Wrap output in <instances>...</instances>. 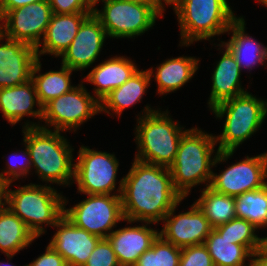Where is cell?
Masks as SVG:
<instances>
[{"label": "cell", "mask_w": 267, "mask_h": 266, "mask_svg": "<svg viewBox=\"0 0 267 266\" xmlns=\"http://www.w3.org/2000/svg\"><path fill=\"white\" fill-rule=\"evenodd\" d=\"M117 191L127 223H158L184 198L175 190L168 167L134 159Z\"/></svg>", "instance_id": "obj_1"}, {"label": "cell", "mask_w": 267, "mask_h": 266, "mask_svg": "<svg viewBox=\"0 0 267 266\" xmlns=\"http://www.w3.org/2000/svg\"><path fill=\"white\" fill-rule=\"evenodd\" d=\"M216 143L215 136L198 128L187 129L182 135L174 162L169 167L174 188L182 198L188 196L191 187L203 182L210 184L211 166L228 160L235 152L217 151L212 159Z\"/></svg>", "instance_id": "obj_2"}, {"label": "cell", "mask_w": 267, "mask_h": 266, "mask_svg": "<svg viewBox=\"0 0 267 266\" xmlns=\"http://www.w3.org/2000/svg\"><path fill=\"white\" fill-rule=\"evenodd\" d=\"M22 131L25 147L31 156V167L34 166L40 179L50 184L69 185L74 178V149L60 131L29 122Z\"/></svg>", "instance_id": "obj_3"}, {"label": "cell", "mask_w": 267, "mask_h": 266, "mask_svg": "<svg viewBox=\"0 0 267 266\" xmlns=\"http://www.w3.org/2000/svg\"><path fill=\"white\" fill-rule=\"evenodd\" d=\"M144 111V116L137 119L138 125L135 129V141L138 145L135 159L169 168L174 162L180 139L187 130H182L183 127L169 117L168 111L162 113L149 106Z\"/></svg>", "instance_id": "obj_4"}, {"label": "cell", "mask_w": 267, "mask_h": 266, "mask_svg": "<svg viewBox=\"0 0 267 266\" xmlns=\"http://www.w3.org/2000/svg\"><path fill=\"white\" fill-rule=\"evenodd\" d=\"M7 188L8 208L17 215L37 238L45 233L43 224L55 226L64 215L66 199L51 186L30 183L19 189Z\"/></svg>", "instance_id": "obj_5"}, {"label": "cell", "mask_w": 267, "mask_h": 266, "mask_svg": "<svg viewBox=\"0 0 267 266\" xmlns=\"http://www.w3.org/2000/svg\"><path fill=\"white\" fill-rule=\"evenodd\" d=\"M211 110L216 118L226 115L222 134L215 136L216 142L220 140L217 151H235L261 127L267 116V102L246 92Z\"/></svg>", "instance_id": "obj_6"}, {"label": "cell", "mask_w": 267, "mask_h": 266, "mask_svg": "<svg viewBox=\"0 0 267 266\" xmlns=\"http://www.w3.org/2000/svg\"><path fill=\"white\" fill-rule=\"evenodd\" d=\"M175 13L182 46L228 32L229 26L238 18L227 0H183Z\"/></svg>", "instance_id": "obj_7"}, {"label": "cell", "mask_w": 267, "mask_h": 266, "mask_svg": "<svg viewBox=\"0 0 267 266\" xmlns=\"http://www.w3.org/2000/svg\"><path fill=\"white\" fill-rule=\"evenodd\" d=\"M93 14L101 21L108 37L135 38L155 25L159 16L151 7L128 0H105Z\"/></svg>", "instance_id": "obj_8"}, {"label": "cell", "mask_w": 267, "mask_h": 266, "mask_svg": "<svg viewBox=\"0 0 267 266\" xmlns=\"http://www.w3.org/2000/svg\"><path fill=\"white\" fill-rule=\"evenodd\" d=\"M89 197L70 209L64 208V215L78 228L107 238L114 226L125 220L121 196L117 194H89Z\"/></svg>", "instance_id": "obj_9"}, {"label": "cell", "mask_w": 267, "mask_h": 266, "mask_svg": "<svg viewBox=\"0 0 267 266\" xmlns=\"http://www.w3.org/2000/svg\"><path fill=\"white\" fill-rule=\"evenodd\" d=\"M82 84L43 106L42 121L53 126L54 131H76L83 122L100 113V102Z\"/></svg>", "instance_id": "obj_10"}, {"label": "cell", "mask_w": 267, "mask_h": 266, "mask_svg": "<svg viewBox=\"0 0 267 266\" xmlns=\"http://www.w3.org/2000/svg\"><path fill=\"white\" fill-rule=\"evenodd\" d=\"M77 163H74V179L78 192L107 194L116 187L119 162L115 155L81 146Z\"/></svg>", "instance_id": "obj_11"}, {"label": "cell", "mask_w": 267, "mask_h": 266, "mask_svg": "<svg viewBox=\"0 0 267 266\" xmlns=\"http://www.w3.org/2000/svg\"><path fill=\"white\" fill-rule=\"evenodd\" d=\"M52 14L48 0L12 9L0 19V22L3 21L0 24V33L36 49L46 33Z\"/></svg>", "instance_id": "obj_12"}, {"label": "cell", "mask_w": 267, "mask_h": 266, "mask_svg": "<svg viewBox=\"0 0 267 266\" xmlns=\"http://www.w3.org/2000/svg\"><path fill=\"white\" fill-rule=\"evenodd\" d=\"M267 153L255 157H245L222 171L219 175L212 173L211 188L217 193L239 196L247 191L260 189L267 184Z\"/></svg>", "instance_id": "obj_13"}, {"label": "cell", "mask_w": 267, "mask_h": 266, "mask_svg": "<svg viewBox=\"0 0 267 266\" xmlns=\"http://www.w3.org/2000/svg\"><path fill=\"white\" fill-rule=\"evenodd\" d=\"M176 204L164 217L163 229L159 235L177 247L204 244L205 239L213 230L206 216L195 205L187 212L174 215Z\"/></svg>", "instance_id": "obj_14"}, {"label": "cell", "mask_w": 267, "mask_h": 266, "mask_svg": "<svg viewBox=\"0 0 267 266\" xmlns=\"http://www.w3.org/2000/svg\"><path fill=\"white\" fill-rule=\"evenodd\" d=\"M106 30L92 13L80 25L70 46L61 55L62 65L71 70H84L95 62L103 47Z\"/></svg>", "instance_id": "obj_15"}, {"label": "cell", "mask_w": 267, "mask_h": 266, "mask_svg": "<svg viewBox=\"0 0 267 266\" xmlns=\"http://www.w3.org/2000/svg\"><path fill=\"white\" fill-rule=\"evenodd\" d=\"M54 227L58 231L49 245L64 258L68 266H84L101 238L76 227L65 215Z\"/></svg>", "instance_id": "obj_16"}, {"label": "cell", "mask_w": 267, "mask_h": 266, "mask_svg": "<svg viewBox=\"0 0 267 266\" xmlns=\"http://www.w3.org/2000/svg\"><path fill=\"white\" fill-rule=\"evenodd\" d=\"M6 38V39H5ZM0 89L17 86L31 79L33 66L38 59L36 49L0 33Z\"/></svg>", "instance_id": "obj_17"}, {"label": "cell", "mask_w": 267, "mask_h": 266, "mask_svg": "<svg viewBox=\"0 0 267 266\" xmlns=\"http://www.w3.org/2000/svg\"><path fill=\"white\" fill-rule=\"evenodd\" d=\"M146 225L125 227L113 231L108 237L120 266H134L138 258L158 238L159 232Z\"/></svg>", "instance_id": "obj_18"}, {"label": "cell", "mask_w": 267, "mask_h": 266, "mask_svg": "<svg viewBox=\"0 0 267 266\" xmlns=\"http://www.w3.org/2000/svg\"><path fill=\"white\" fill-rule=\"evenodd\" d=\"M93 12L74 14H52L50 23L43 37V43L36 48L37 57L42 54L61 56L75 38L82 22ZM43 44V47H39ZM40 49V50H39Z\"/></svg>", "instance_id": "obj_19"}, {"label": "cell", "mask_w": 267, "mask_h": 266, "mask_svg": "<svg viewBox=\"0 0 267 266\" xmlns=\"http://www.w3.org/2000/svg\"><path fill=\"white\" fill-rule=\"evenodd\" d=\"M39 109L33 110L34 105ZM0 110L7 121L15 125L24 116H34L42 119L43 107L41 106L33 81L0 89Z\"/></svg>", "instance_id": "obj_20"}, {"label": "cell", "mask_w": 267, "mask_h": 266, "mask_svg": "<svg viewBox=\"0 0 267 266\" xmlns=\"http://www.w3.org/2000/svg\"><path fill=\"white\" fill-rule=\"evenodd\" d=\"M137 66L132 60L123 56H115L94 67L85 80L96 86L95 97L101 102L112 90L120 87L136 71Z\"/></svg>", "instance_id": "obj_21"}, {"label": "cell", "mask_w": 267, "mask_h": 266, "mask_svg": "<svg viewBox=\"0 0 267 266\" xmlns=\"http://www.w3.org/2000/svg\"><path fill=\"white\" fill-rule=\"evenodd\" d=\"M222 58L216 65L212 75V89L208 101L209 108L242 95L247 91L241 88L240 75L241 69L235 61L232 53L226 48Z\"/></svg>", "instance_id": "obj_22"}, {"label": "cell", "mask_w": 267, "mask_h": 266, "mask_svg": "<svg viewBox=\"0 0 267 266\" xmlns=\"http://www.w3.org/2000/svg\"><path fill=\"white\" fill-rule=\"evenodd\" d=\"M245 25L243 17L237 18L228 28L232 38L228 42L221 41L218 46H224L232 53L241 70H252L257 63L265 65V46L245 34Z\"/></svg>", "instance_id": "obj_23"}, {"label": "cell", "mask_w": 267, "mask_h": 266, "mask_svg": "<svg viewBox=\"0 0 267 266\" xmlns=\"http://www.w3.org/2000/svg\"><path fill=\"white\" fill-rule=\"evenodd\" d=\"M151 78L148 69L144 71L138 69L125 83L104 97L100 102V112L110 114L112 110L120 117L124 109L140 102L150 85Z\"/></svg>", "instance_id": "obj_24"}, {"label": "cell", "mask_w": 267, "mask_h": 266, "mask_svg": "<svg viewBox=\"0 0 267 266\" xmlns=\"http://www.w3.org/2000/svg\"><path fill=\"white\" fill-rule=\"evenodd\" d=\"M198 62L195 57L171 58L157 67L156 74H153V69L148 71L151 76H155L158 93L164 95L186 84L198 70Z\"/></svg>", "instance_id": "obj_25"}, {"label": "cell", "mask_w": 267, "mask_h": 266, "mask_svg": "<svg viewBox=\"0 0 267 266\" xmlns=\"http://www.w3.org/2000/svg\"><path fill=\"white\" fill-rule=\"evenodd\" d=\"M36 237L7 206L0 210V250L8 258L32 244Z\"/></svg>", "instance_id": "obj_26"}, {"label": "cell", "mask_w": 267, "mask_h": 266, "mask_svg": "<svg viewBox=\"0 0 267 266\" xmlns=\"http://www.w3.org/2000/svg\"><path fill=\"white\" fill-rule=\"evenodd\" d=\"M40 58L33 66L31 80L34 83L37 96L43 107L50 100L69 92L75 86L71 85L70 76L74 70L62 65L59 71H49L45 74H37L41 71ZM37 74V75H36Z\"/></svg>", "instance_id": "obj_27"}, {"label": "cell", "mask_w": 267, "mask_h": 266, "mask_svg": "<svg viewBox=\"0 0 267 266\" xmlns=\"http://www.w3.org/2000/svg\"><path fill=\"white\" fill-rule=\"evenodd\" d=\"M204 245L212 258L214 266H245V260L249 257L252 266L253 254L244 246L233 243L224 236H220L214 229L205 239Z\"/></svg>", "instance_id": "obj_28"}, {"label": "cell", "mask_w": 267, "mask_h": 266, "mask_svg": "<svg viewBox=\"0 0 267 266\" xmlns=\"http://www.w3.org/2000/svg\"><path fill=\"white\" fill-rule=\"evenodd\" d=\"M201 192V197L194 204L206 216L213 229L236 218L234 197L217 193L209 187Z\"/></svg>", "instance_id": "obj_29"}, {"label": "cell", "mask_w": 267, "mask_h": 266, "mask_svg": "<svg viewBox=\"0 0 267 266\" xmlns=\"http://www.w3.org/2000/svg\"><path fill=\"white\" fill-rule=\"evenodd\" d=\"M234 199L237 218L247 220L258 229L267 227V184Z\"/></svg>", "instance_id": "obj_30"}, {"label": "cell", "mask_w": 267, "mask_h": 266, "mask_svg": "<svg viewBox=\"0 0 267 266\" xmlns=\"http://www.w3.org/2000/svg\"><path fill=\"white\" fill-rule=\"evenodd\" d=\"M214 230L233 243L244 245L252 254L265 244V237H258L254 233L257 228L242 218L236 217Z\"/></svg>", "instance_id": "obj_31"}, {"label": "cell", "mask_w": 267, "mask_h": 266, "mask_svg": "<svg viewBox=\"0 0 267 266\" xmlns=\"http://www.w3.org/2000/svg\"><path fill=\"white\" fill-rule=\"evenodd\" d=\"M181 248L165 241L160 235L134 266H179Z\"/></svg>", "instance_id": "obj_32"}, {"label": "cell", "mask_w": 267, "mask_h": 266, "mask_svg": "<svg viewBox=\"0 0 267 266\" xmlns=\"http://www.w3.org/2000/svg\"><path fill=\"white\" fill-rule=\"evenodd\" d=\"M84 266H120L107 238H101Z\"/></svg>", "instance_id": "obj_33"}, {"label": "cell", "mask_w": 267, "mask_h": 266, "mask_svg": "<svg viewBox=\"0 0 267 266\" xmlns=\"http://www.w3.org/2000/svg\"><path fill=\"white\" fill-rule=\"evenodd\" d=\"M179 266H214L212 258L204 244L181 248Z\"/></svg>", "instance_id": "obj_34"}, {"label": "cell", "mask_w": 267, "mask_h": 266, "mask_svg": "<svg viewBox=\"0 0 267 266\" xmlns=\"http://www.w3.org/2000/svg\"><path fill=\"white\" fill-rule=\"evenodd\" d=\"M20 154H22V157L23 156H24V158L26 157L27 160L25 158L26 162L24 164H23V162H22V164L21 163L15 164V162H13L14 158H16V157L18 158V155H20ZM12 155H14L13 158H12ZM12 155H11L12 159L8 160V165H6L8 170H4V172L0 173V179L5 183H10V184L14 180H17L18 178H20L21 176L23 177V176L27 175L29 173V170L31 169V156H30V153H29V150L27 147L25 148V151H21V153H19V154L13 153ZM4 173H5V175H4Z\"/></svg>", "instance_id": "obj_35"}, {"label": "cell", "mask_w": 267, "mask_h": 266, "mask_svg": "<svg viewBox=\"0 0 267 266\" xmlns=\"http://www.w3.org/2000/svg\"><path fill=\"white\" fill-rule=\"evenodd\" d=\"M53 14L93 12L86 0H48Z\"/></svg>", "instance_id": "obj_36"}, {"label": "cell", "mask_w": 267, "mask_h": 266, "mask_svg": "<svg viewBox=\"0 0 267 266\" xmlns=\"http://www.w3.org/2000/svg\"><path fill=\"white\" fill-rule=\"evenodd\" d=\"M25 266H68V264L64 258L48 244L44 254Z\"/></svg>", "instance_id": "obj_37"}, {"label": "cell", "mask_w": 267, "mask_h": 266, "mask_svg": "<svg viewBox=\"0 0 267 266\" xmlns=\"http://www.w3.org/2000/svg\"><path fill=\"white\" fill-rule=\"evenodd\" d=\"M42 0H0V19L10 10Z\"/></svg>", "instance_id": "obj_38"}, {"label": "cell", "mask_w": 267, "mask_h": 266, "mask_svg": "<svg viewBox=\"0 0 267 266\" xmlns=\"http://www.w3.org/2000/svg\"><path fill=\"white\" fill-rule=\"evenodd\" d=\"M252 266H267V246L265 244L253 254Z\"/></svg>", "instance_id": "obj_39"}, {"label": "cell", "mask_w": 267, "mask_h": 266, "mask_svg": "<svg viewBox=\"0 0 267 266\" xmlns=\"http://www.w3.org/2000/svg\"><path fill=\"white\" fill-rule=\"evenodd\" d=\"M162 1L167 5H172L175 11L181 5L183 0H157V14L160 17H162V13L165 10Z\"/></svg>", "instance_id": "obj_40"}, {"label": "cell", "mask_w": 267, "mask_h": 266, "mask_svg": "<svg viewBox=\"0 0 267 266\" xmlns=\"http://www.w3.org/2000/svg\"><path fill=\"white\" fill-rule=\"evenodd\" d=\"M9 183H5L0 179V210L4 209L7 200V188ZM4 200V202H3Z\"/></svg>", "instance_id": "obj_41"}, {"label": "cell", "mask_w": 267, "mask_h": 266, "mask_svg": "<svg viewBox=\"0 0 267 266\" xmlns=\"http://www.w3.org/2000/svg\"><path fill=\"white\" fill-rule=\"evenodd\" d=\"M137 4L147 5L157 13V0H128Z\"/></svg>", "instance_id": "obj_42"}, {"label": "cell", "mask_w": 267, "mask_h": 266, "mask_svg": "<svg viewBox=\"0 0 267 266\" xmlns=\"http://www.w3.org/2000/svg\"><path fill=\"white\" fill-rule=\"evenodd\" d=\"M87 3L94 9V6H96V3L99 2L100 0H86ZM104 2L105 0H101Z\"/></svg>", "instance_id": "obj_43"}, {"label": "cell", "mask_w": 267, "mask_h": 266, "mask_svg": "<svg viewBox=\"0 0 267 266\" xmlns=\"http://www.w3.org/2000/svg\"><path fill=\"white\" fill-rule=\"evenodd\" d=\"M15 266V265H12V264H10V263H3V262H0V266Z\"/></svg>", "instance_id": "obj_44"}, {"label": "cell", "mask_w": 267, "mask_h": 266, "mask_svg": "<svg viewBox=\"0 0 267 266\" xmlns=\"http://www.w3.org/2000/svg\"><path fill=\"white\" fill-rule=\"evenodd\" d=\"M260 1V3L264 4L265 6H267V0H258V2Z\"/></svg>", "instance_id": "obj_45"}, {"label": "cell", "mask_w": 267, "mask_h": 266, "mask_svg": "<svg viewBox=\"0 0 267 266\" xmlns=\"http://www.w3.org/2000/svg\"><path fill=\"white\" fill-rule=\"evenodd\" d=\"M267 60V47H265V61Z\"/></svg>", "instance_id": "obj_46"}, {"label": "cell", "mask_w": 267, "mask_h": 266, "mask_svg": "<svg viewBox=\"0 0 267 266\" xmlns=\"http://www.w3.org/2000/svg\"><path fill=\"white\" fill-rule=\"evenodd\" d=\"M265 245L267 246V237H265Z\"/></svg>", "instance_id": "obj_47"}]
</instances>
